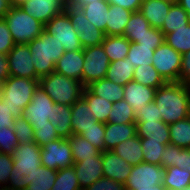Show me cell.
Here are the masks:
<instances>
[{
	"instance_id": "60",
	"label": "cell",
	"mask_w": 190,
	"mask_h": 190,
	"mask_svg": "<svg viewBox=\"0 0 190 190\" xmlns=\"http://www.w3.org/2000/svg\"><path fill=\"white\" fill-rule=\"evenodd\" d=\"M11 7L9 0H0V19H4Z\"/></svg>"
},
{
	"instance_id": "39",
	"label": "cell",
	"mask_w": 190,
	"mask_h": 190,
	"mask_svg": "<svg viewBox=\"0 0 190 190\" xmlns=\"http://www.w3.org/2000/svg\"><path fill=\"white\" fill-rule=\"evenodd\" d=\"M190 184V173L177 166L165 168L163 186L167 190H181Z\"/></svg>"
},
{
	"instance_id": "49",
	"label": "cell",
	"mask_w": 190,
	"mask_h": 190,
	"mask_svg": "<svg viewBox=\"0 0 190 190\" xmlns=\"http://www.w3.org/2000/svg\"><path fill=\"white\" fill-rule=\"evenodd\" d=\"M13 170V156L0 153V190L8 187V180Z\"/></svg>"
},
{
	"instance_id": "36",
	"label": "cell",
	"mask_w": 190,
	"mask_h": 190,
	"mask_svg": "<svg viewBox=\"0 0 190 190\" xmlns=\"http://www.w3.org/2000/svg\"><path fill=\"white\" fill-rule=\"evenodd\" d=\"M150 28L151 26L148 20L141 14L140 11L133 12L126 25L124 36L131 43H136L140 38L148 33V29Z\"/></svg>"
},
{
	"instance_id": "3",
	"label": "cell",
	"mask_w": 190,
	"mask_h": 190,
	"mask_svg": "<svg viewBox=\"0 0 190 190\" xmlns=\"http://www.w3.org/2000/svg\"><path fill=\"white\" fill-rule=\"evenodd\" d=\"M39 79L9 76L2 84L0 97L6 101L14 118L23 116L25 107L31 103Z\"/></svg>"
},
{
	"instance_id": "53",
	"label": "cell",
	"mask_w": 190,
	"mask_h": 190,
	"mask_svg": "<svg viewBox=\"0 0 190 190\" xmlns=\"http://www.w3.org/2000/svg\"><path fill=\"white\" fill-rule=\"evenodd\" d=\"M83 190H127L126 184L118 183L111 178L101 177Z\"/></svg>"
},
{
	"instance_id": "21",
	"label": "cell",
	"mask_w": 190,
	"mask_h": 190,
	"mask_svg": "<svg viewBox=\"0 0 190 190\" xmlns=\"http://www.w3.org/2000/svg\"><path fill=\"white\" fill-rule=\"evenodd\" d=\"M96 122V118L83 97L71 105V127L74 135H81L84 130L95 126Z\"/></svg>"
},
{
	"instance_id": "54",
	"label": "cell",
	"mask_w": 190,
	"mask_h": 190,
	"mask_svg": "<svg viewBox=\"0 0 190 190\" xmlns=\"http://www.w3.org/2000/svg\"><path fill=\"white\" fill-rule=\"evenodd\" d=\"M10 108L7 106L6 101L0 97V128H11L15 120L11 114Z\"/></svg>"
},
{
	"instance_id": "13",
	"label": "cell",
	"mask_w": 190,
	"mask_h": 190,
	"mask_svg": "<svg viewBox=\"0 0 190 190\" xmlns=\"http://www.w3.org/2000/svg\"><path fill=\"white\" fill-rule=\"evenodd\" d=\"M13 167L17 174L28 177L34 173L41 164V147L33 143H19L13 153Z\"/></svg>"
},
{
	"instance_id": "34",
	"label": "cell",
	"mask_w": 190,
	"mask_h": 190,
	"mask_svg": "<svg viewBox=\"0 0 190 190\" xmlns=\"http://www.w3.org/2000/svg\"><path fill=\"white\" fill-rule=\"evenodd\" d=\"M82 97L86 100L94 118L98 122L107 123L109 120V113L112 110V102L92 94L86 87L83 90Z\"/></svg>"
},
{
	"instance_id": "7",
	"label": "cell",
	"mask_w": 190,
	"mask_h": 190,
	"mask_svg": "<svg viewBox=\"0 0 190 190\" xmlns=\"http://www.w3.org/2000/svg\"><path fill=\"white\" fill-rule=\"evenodd\" d=\"M182 55L166 42L154 51L152 64L166 82H179Z\"/></svg>"
},
{
	"instance_id": "20",
	"label": "cell",
	"mask_w": 190,
	"mask_h": 190,
	"mask_svg": "<svg viewBox=\"0 0 190 190\" xmlns=\"http://www.w3.org/2000/svg\"><path fill=\"white\" fill-rule=\"evenodd\" d=\"M174 2V0H143L139 11L151 27L160 29Z\"/></svg>"
},
{
	"instance_id": "35",
	"label": "cell",
	"mask_w": 190,
	"mask_h": 190,
	"mask_svg": "<svg viewBox=\"0 0 190 190\" xmlns=\"http://www.w3.org/2000/svg\"><path fill=\"white\" fill-rule=\"evenodd\" d=\"M189 24L188 13L175 1L164 19V23L160 30L165 34L175 31Z\"/></svg>"
},
{
	"instance_id": "50",
	"label": "cell",
	"mask_w": 190,
	"mask_h": 190,
	"mask_svg": "<svg viewBox=\"0 0 190 190\" xmlns=\"http://www.w3.org/2000/svg\"><path fill=\"white\" fill-rule=\"evenodd\" d=\"M164 33L157 28L151 27L148 33L139 39L136 43L141 46L154 47V50L164 43Z\"/></svg>"
},
{
	"instance_id": "38",
	"label": "cell",
	"mask_w": 190,
	"mask_h": 190,
	"mask_svg": "<svg viewBox=\"0 0 190 190\" xmlns=\"http://www.w3.org/2000/svg\"><path fill=\"white\" fill-rule=\"evenodd\" d=\"M170 144L190 148V117L169 124Z\"/></svg>"
},
{
	"instance_id": "12",
	"label": "cell",
	"mask_w": 190,
	"mask_h": 190,
	"mask_svg": "<svg viewBox=\"0 0 190 190\" xmlns=\"http://www.w3.org/2000/svg\"><path fill=\"white\" fill-rule=\"evenodd\" d=\"M54 104L55 102L52 98L38 85L31 98V103L23 111V117L31 125L48 124V121L52 120V107Z\"/></svg>"
},
{
	"instance_id": "27",
	"label": "cell",
	"mask_w": 190,
	"mask_h": 190,
	"mask_svg": "<svg viewBox=\"0 0 190 190\" xmlns=\"http://www.w3.org/2000/svg\"><path fill=\"white\" fill-rule=\"evenodd\" d=\"M86 88L98 97H102L112 103L118 102L124 97V86L118 85L106 78L92 82Z\"/></svg>"
},
{
	"instance_id": "16",
	"label": "cell",
	"mask_w": 190,
	"mask_h": 190,
	"mask_svg": "<svg viewBox=\"0 0 190 190\" xmlns=\"http://www.w3.org/2000/svg\"><path fill=\"white\" fill-rule=\"evenodd\" d=\"M103 177L111 178L118 183L125 184L133 165L127 163L113 151L102 152Z\"/></svg>"
},
{
	"instance_id": "46",
	"label": "cell",
	"mask_w": 190,
	"mask_h": 190,
	"mask_svg": "<svg viewBox=\"0 0 190 190\" xmlns=\"http://www.w3.org/2000/svg\"><path fill=\"white\" fill-rule=\"evenodd\" d=\"M13 130L19 143L34 142L33 127L23 116L15 118L13 122Z\"/></svg>"
},
{
	"instance_id": "47",
	"label": "cell",
	"mask_w": 190,
	"mask_h": 190,
	"mask_svg": "<svg viewBox=\"0 0 190 190\" xmlns=\"http://www.w3.org/2000/svg\"><path fill=\"white\" fill-rule=\"evenodd\" d=\"M97 147L102 152L104 151V136H105V123L96 122L95 126H92L80 135Z\"/></svg>"
},
{
	"instance_id": "63",
	"label": "cell",
	"mask_w": 190,
	"mask_h": 190,
	"mask_svg": "<svg viewBox=\"0 0 190 190\" xmlns=\"http://www.w3.org/2000/svg\"><path fill=\"white\" fill-rule=\"evenodd\" d=\"M27 0H9L11 6H20Z\"/></svg>"
},
{
	"instance_id": "2",
	"label": "cell",
	"mask_w": 190,
	"mask_h": 190,
	"mask_svg": "<svg viewBox=\"0 0 190 190\" xmlns=\"http://www.w3.org/2000/svg\"><path fill=\"white\" fill-rule=\"evenodd\" d=\"M28 46L35 72L40 78L55 71L58 59L65 53L61 42L45 30L39 37L28 43Z\"/></svg>"
},
{
	"instance_id": "58",
	"label": "cell",
	"mask_w": 190,
	"mask_h": 190,
	"mask_svg": "<svg viewBox=\"0 0 190 190\" xmlns=\"http://www.w3.org/2000/svg\"><path fill=\"white\" fill-rule=\"evenodd\" d=\"M9 76L7 54L0 53V82L3 84Z\"/></svg>"
},
{
	"instance_id": "33",
	"label": "cell",
	"mask_w": 190,
	"mask_h": 190,
	"mask_svg": "<svg viewBox=\"0 0 190 190\" xmlns=\"http://www.w3.org/2000/svg\"><path fill=\"white\" fill-rule=\"evenodd\" d=\"M68 139L74 162L84 161L85 159H94V157L102 152L80 135L72 134Z\"/></svg>"
},
{
	"instance_id": "62",
	"label": "cell",
	"mask_w": 190,
	"mask_h": 190,
	"mask_svg": "<svg viewBox=\"0 0 190 190\" xmlns=\"http://www.w3.org/2000/svg\"><path fill=\"white\" fill-rule=\"evenodd\" d=\"M135 190H167L163 184L155 185L151 188H135Z\"/></svg>"
},
{
	"instance_id": "9",
	"label": "cell",
	"mask_w": 190,
	"mask_h": 190,
	"mask_svg": "<svg viewBox=\"0 0 190 190\" xmlns=\"http://www.w3.org/2000/svg\"><path fill=\"white\" fill-rule=\"evenodd\" d=\"M41 164L55 171H58L61 168L72 167L74 159L69 139L60 138L42 146Z\"/></svg>"
},
{
	"instance_id": "61",
	"label": "cell",
	"mask_w": 190,
	"mask_h": 190,
	"mask_svg": "<svg viewBox=\"0 0 190 190\" xmlns=\"http://www.w3.org/2000/svg\"><path fill=\"white\" fill-rule=\"evenodd\" d=\"M181 7L189 14L190 13V0H176Z\"/></svg>"
},
{
	"instance_id": "19",
	"label": "cell",
	"mask_w": 190,
	"mask_h": 190,
	"mask_svg": "<svg viewBox=\"0 0 190 190\" xmlns=\"http://www.w3.org/2000/svg\"><path fill=\"white\" fill-rule=\"evenodd\" d=\"M83 49L77 51H65L55 65V71L69 78L82 82Z\"/></svg>"
},
{
	"instance_id": "25",
	"label": "cell",
	"mask_w": 190,
	"mask_h": 190,
	"mask_svg": "<svg viewBox=\"0 0 190 190\" xmlns=\"http://www.w3.org/2000/svg\"><path fill=\"white\" fill-rule=\"evenodd\" d=\"M161 165L164 169L177 166L190 173V149L171 144L166 145L161 157Z\"/></svg>"
},
{
	"instance_id": "22",
	"label": "cell",
	"mask_w": 190,
	"mask_h": 190,
	"mask_svg": "<svg viewBox=\"0 0 190 190\" xmlns=\"http://www.w3.org/2000/svg\"><path fill=\"white\" fill-rule=\"evenodd\" d=\"M137 135L136 123H105L104 151H111L116 145Z\"/></svg>"
},
{
	"instance_id": "24",
	"label": "cell",
	"mask_w": 190,
	"mask_h": 190,
	"mask_svg": "<svg viewBox=\"0 0 190 190\" xmlns=\"http://www.w3.org/2000/svg\"><path fill=\"white\" fill-rule=\"evenodd\" d=\"M133 12L114 4L107 12L106 36L124 35V31Z\"/></svg>"
},
{
	"instance_id": "5",
	"label": "cell",
	"mask_w": 190,
	"mask_h": 190,
	"mask_svg": "<svg viewBox=\"0 0 190 190\" xmlns=\"http://www.w3.org/2000/svg\"><path fill=\"white\" fill-rule=\"evenodd\" d=\"M4 20L15 44H28L44 30V24L28 15L20 6H12Z\"/></svg>"
},
{
	"instance_id": "23",
	"label": "cell",
	"mask_w": 190,
	"mask_h": 190,
	"mask_svg": "<svg viewBox=\"0 0 190 190\" xmlns=\"http://www.w3.org/2000/svg\"><path fill=\"white\" fill-rule=\"evenodd\" d=\"M136 131L139 137L170 144L169 124L163 121H136Z\"/></svg>"
},
{
	"instance_id": "57",
	"label": "cell",
	"mask_w": 190,
	"mask_h": 190,
	"mask_svg": "<svg viewBox=\"0 0 190 190\" xmlns=\"http://www.w3.org/2000/svg\"><path fill=\"white\" fill-rule=\"evenodd\" d=\"M109 4H114L121 6L132 12H137L140 10V6L143 0H107Z\"/></svg>"
},
{
	"instance_id": "4",
	"label": "cell",
	"mask_w": 190,
	"mask_h": 190,
	"mask_svg": "<svg viewBox=\"0 0 190 190\" xmlns=\"http://www.w3.org/2000/svg\"><path fill=\"white\" fill-rule=\"evenodd\" d=\"M39 85L56 104L71 106L83 94L84 86L81 81L66 77L56 71L39 78Z\"/></svg>"
},
{
	"instance_id": "40",
	"label": "cell",
	"mask_w": 190,
	"mask_h": 190,
	"mask_svg": "<svg viewBox=\"0 0 190 190\" xmlns=\"http://www.w3.org/2000/svg\"><path fill=\"white\" fill-rule=\"evenodd\" d=\"M164 41L181 55L190 50V23L165 34Z\"/></svg>"
},
{
	"instance_id": "52",
	"label": "cell",
	"mask_w": 190,
	"mask_h": 190,
	"mask_svg": "<svg viewBox=\"0 0 190 190\" xmlns=\"http://www.w3.org/2000/svg\"><path fill=\"white\" fill-rule=\"evenodd\" d=\"M15 46L10 30L7 27L6 21L0 19V53L8 54Z\"/></svg>"
},
{
	"instance_id": "18",
	"label": "cell",
	"mask_w": 190,
	"mask_h": 190,
	"mask_svg": "<svg viewBox=\"0 0 190 190\" xmlns=\"http://www.w3.org/2000/svg\"><path fill=\"white\" fill-rule=\"evenodd\" d=\"M123 90V99L132 106L135 113L139 112L143 105L153 102L156 92V88L145 86L134 80L128 82Z\"/></svg>"
},
{
	"instance_id": "41",
	"label": "cell",
	"mask_w": 190,
	"mask_h": 190,
	"mask_svg": "<svg viewBox=\"0 0 190 190\" xmlns=\"http://www.w3.org/2000/svg\"><path fill=\"white\" fill-rule=\"evenodd\" d=\"M109 123L131 124L136 123V113L124 99L114 102L109 113Z\"/></svg>"
},
{
	"instance_id": "56",
	"label": "cell",
	"mask_w": 190,
	"mask_h": 190,
	"mask_svg": "<svg viewBox=\"0 0 190 190\" xmlns=\"http://www.w3.org/2000/svg\"><path fill=\"white\" fill-rule=\"evenodd\" d=\"M190 81V50L182 55L179 82L186 84Z\"/></svg>"
},
{
	"instance_id": "6",
	"label": "cell",
	"mask_w": 190,
	"mask_h": 190,
	"mask_svg": "<svg viewBox=\"0 0 190 190\" xmlns=\"http://www.w3.org/2000/svg\"><path fill=\"white\" fill-rule=\"evenodd\" d=\"M82 84L84 87L106 77L110 61L101 45L83 48Z\"/></svg>"
},
{
	"instance_id": "55",
	"label": "cell",
	"mask_w": 190,
	"mask_h": 190,
	"mask_svg": "<svg viewBox=\"0 0 190 190\" xmlns=\"http://www.w3.org/2000/svg\"><path fill=\"white\" fill-rule=\"evenodd\" d=\"M23 176L17 174V169L13 167L8 180V187L5 190H25L28 185L22 180Z\"/></svg>"
},
{
	"instance_id": "14",
	"label": "cell",
	"mask_w": 190,
	"mask_h": 190,
	"mask_svg": "<svg viewBox=\"0 0 190 190\" xmlns=\"http://www.w3.org/2000/svg\"><path fill=\"white\" fill-rule=\"evenodd\" d=\"M10 76L39 79L36 74L28 44H15L7 54Z\"/></svg>"
},
{
	"instance_id": "10",
	"label": "cell",
	"mask_w": 190,
	"mask_h": 190,
	"mask_svg": "<svg viewBox=\"0 0 190 190\" xmlns=\"http://www.w3.org/2000/svg\"><path fill=\"white\" fill-rule=\"evenodd\" d=\"M44 30L61 42L65 51H77L82 48L78 33L72 27V22L66 12L53 17L44 25Z\"/></svg>"
},
{
	"instance_id": "31",
	"label": "cell",
	"mask_w": 190,
	"mask_h": 190,
	"mask_svg": "<svg viewBox=\"0 0 190 190\" xmlns=\"http://www.w3.org/2000/svg\"><path fill=\"white\" fill-rule=\"evenodd\" d=\"M130 41L124 35L105 36L101 43L110 62L125 59L130 49Z\"/></svg>"
},
{
	"instance_id": "65",
	"label": "cell",
	"mask_w": 190,
	"mask_h": 190,
	"mask_svg": "<svg viewBox=\"0 0 190 190\" xmlns=\"http://www.w3.org/2000/svg\"><path fill=\"white\" fill-rule=\"evenodd\" d=\"M181 190H190V184Z\"/></svg>"
},
{
	"instance_id": "30",
	"label": "cell",
	"mask_w": 190,
	"mask_h": 190,
	"mask_svg": "<svg viewBox=\"0 0 190 190\" xmlns=\"http://www.w3.org/2000/svg\"><path fill=\"white\" fill-rule=\"evenodd\" d=\"M135 66L129 62V58L110 62L108 66L106 79L114 83L125 86L128 82L133 81Z\"/></svg>"
},
{
	"instance_id": "48",
	"label": "cell",
	"mask_w": 190,
	"mask_h": 190,
	"mask_svg": "<svg viewBox=\"0 0 190 190\" xmlns=\"http://www.w3.org/2000/svg\"><path fill=\"white\" fill-rule=\"evenodd\" d=\"M18 144L19 140L15 135L13 127L0 128V153L13 155L14 149Z\"/></svg>"
},
{
	"instance_id": "43",
	"label": "cell",
	"mask_w": 190,
	"mask_h": 190,
	"mask_svg": "<svg viewBox=\"0 0 190 190\" xmlns=\"http://www.w3.org/2000/svg\"><path fill=\"white\" fill-rule=\"evenodd\" d=\"M165 146V144H162V141L141 137V148L144 155L143 162L161 165V157Z\"/></svg>"
},
{
	"instance_id": "1",
	"label": "cell",
	"mask_w": 190,
	"mask_h": 190,
	"mask_svg": "<svg viewBox=\"0 0 190 190\" xmlns=\"http://www.w3.org/2000/svg\"><path fill=\"white\" fill-rule=\"evenodd\" d=\"M154 102L165 123H173L190 117V97L186 84L166 82L156 89Z\"/></svg>"
},
{
	"instance_id": "37",
	"label": "cell",
	"mask_w": 190,
	"mask_h": 190,
	"mask_svg": "<svg viewBox=\"0 0 190 190\" xmlns=\"http://www.w3.org/2000/svg\"><path fill=\"white\" fill-rule=\"evenodd\" d=\"M133 80L137 83H142L145 86L159 88L162 87L166 81L154 68L153 64L139 65L135 67L133 73Z\"/></svg>"
},
{
	"instance_id": "64",
	"label": "cell",
	"mask_w": 190,
	"mask_h": 190,
	"mask_svg": "<svg viewBox=\"0 0 190 190\" xmlns=\"http://www.w3.org/2000/svg\"><path fill=\"white\" fill-rule=\"evenodd\" d=\"M186 86H187V89H188V92H189V97H190V81L186 83Z\"/></svg>"
},
{
	"instance_id": "67",
	"label": "cell",
	"mask_w": 190,
	"mask_h": 190,
	"mask_svg": "<svg viewBox=\"0 0 190 190\" xmlns=\"http://www.w3.org/2000/svg\"><path fill=\"white\" fill-rule=\"evenodd\" d=\"M188 20H189V23H190V13L188 14Z\"/></svg>"
},
{
	"instance_id": "8",
	"label": "cell",
	"mask_w": 190,
	"mask_h": 190,
	"mask_svg": "<svg viewBox=\"0 0 190 190\" xmlns=\"http://www.w3.org/2000/svg\"><path fill=\"white\" fill-rule=\"evenodd\" d=\"M65 12L72 22V27L78 33L79 42L82 48L101 45L104 41L105 33L89 22L82 9L67 6Z\"/></svg>"
},
{
	"instance_id": "17",
	"label": "cell",
	"mask_w": 190,
	"mask_h": 190,
	"mask_svg": "<svg viewBox=\"0 0 190 190\" xmlns=\"http://www.w3.org/2000/svg\"><path fill=\"white\" fill-rule=\"evenodd\" d=\"M73 167L81 190L93 184L103 177L102 152L94 159H85L84 161L74 162Z\"/></svg>"
},
{
	"instance_id": "15",
	"label": "cell",
	"mask_w": 190,
	"mask_h": 190,
	"mask_svg": "<svg viewBox=\"0 0 190 190\" xmlns=\"http://www.w3.org/2000/svg\"><path fill=\"white\" fill-rule=\"evenodd\" d=\"M20 7L45 25L53 17L65 12L67 5L62 0H27Z\"/></svg>"
},
{
	"instance_id": "51",
	"label": "cell",
	"mask_w": 190,
	"mask_h": 190,
	"mask_svg": "<svg viewBox=\"0 0 190 190\" xmlns=\"http://www.w3.org/2000/svg\"><path fill=\"white\" fill-rule=\"evenodd\" d=\"M136 121H162L157 104L153 101L143 105L136 113Z\"/></svg>"
},
{
	"instance_id": "28",
	"label": "cell",
	"mask_w": 190,
	"mask_h": 190,
	"mask_svg": "<svg viewBox=\"0 0 190 190\" xmlns=\"http://www.w3.org/2000/svg\"><path fill=\"white\" fill-rule=\"evenodd\" d=\"M57 177V171L43 165L29 175L23 176L22 180L27 183L25 190H51Z\"/></svg>"
},
{
	"instance_id": "26",
	"label": "cell",
	"mask_w": 190,
	"mask_h": 190,
	"mask_svg": "<svg viewBox=\"0 0 190 190\" xmlns=\"http://www.w3.org/2000/svg\"><path fill=\"white\" fill-rule=\"evenodd\" d=\"M111 151L131 165L143 162L144 155L141 148V137L138 135L119 143Z\"/></svg>"
},
{
	"instance_id": "66",
	"label": "cell",
	"mask_w": 190,
	"mask_h": 190,
	"mask_svg": "<svg viewBox=\"0 0 190 190\" xmlns=\"http://www.w3.org/2000/svg\"><path fill=\"white\" fill-rule=\"evenodd\" d=\"M63 2H65V4H67L70 0H62Z\"/></svg>"
},
{
	"instance_id": "11",
	"label": "cell",
	"mask_w": 190,
	"mask_h": 190,
	"mask_svg": "<svg viewBox=\"0 0 190 190\" xmlns=\"http://www.w3.org/2000/svg\"><path fill=\"white\" fill-rule=\"evenodd\" d=\"M165 169L162 165L141 162L133 165L130 175L126 181L127 190L135 188H151L163 184Z\"/></svg>"
},
{
	"instance_id": "42",
	"label": "cell",
	"mask_w": 190,
	"mask_h": 190,
	"mask_svg": "<svg viewBox=\"0 0 190 190\" xmlns=\"http://www.w3.org/2000/svg\"><path fill=\"white\" fill-rule=\"evenodd\" d=\"M74 167L61 168L51 190H81Z\"/></svg>"
},
{
	"instance_id": "32",
	"label": "cell",
	"mask_w": 190,
	"mask_h": 190,
	"mask_svg": "<svg viewBox=\"0 0 190 190\" xmlns=\"http://www.w3.org/2000/svg\"><path fill=\"white\" fill-rule=\"evenodd\" d=\"M109 5L110 4L107 0H99L97 2L88 3L81 8L89 22L95 25L99 30L103 31L105 36Z\"/></svg>"
},
{
	"instance_id": "44",
	"label": "cell",
	"mask_w": 190,
	"mask_h": 190,
	"mask_svg": "<svg viewBox=\"0 0 190 190\" xmlns=\"http://www.w3.org/2000/svg\"><path fill=\"white\" fill-rule=\"evenodd\" d=\"M154 51V47L141 46L139 43H130L127 58H129V62L134 64L135 67L152 64Z\"/></svg>"
},
{
	"instance_id": "29",
	"label": "cell",
	"mask_w": 190,
	"mask_h": 190,
	"mask_svg": "<svg viewBox=\"0 0 190 190\" xmlns=\"http://www.w3.org/2000/svg\"><path fill=\"white\" fill-rule=\"evenodd\" d=\"M52 125L60 138L68 139L72 134L71 106L54 104L52 107Z\"/></svg>"
},
{
	"instance_id": "59",
	"label": "cell",
	"mask_w": 190,
	"mask_h": 190,
	"mask_svg": "<svg viewBox=\"0 0 190 190\" xmlns=\"http://www.w3.org/2000/svg\"><path fill=\"white\" fill-rule=\"evenodd\" d=\"M97 1H99V0H70L66 5L77 7V8L81 9L88 3H93V2H97Z\"/></svg>"
},
{
	"instance_id": "45",
	"label": "cell",
	"mask_w": 190,
	"mask_h": 190,
	"mask_svg": "<svg viewBox=\"0 0 190 190\" xmlns=\"http://www.w3.org/2000/svg\"><path fill=\"white\" fill-rule=\"evenodd\" d=\"M32 127L34 131V142L40 147L44 146L48 142L60 139L51 121H48V124L32 125Z\"/></svg>"
}]
</instances>
